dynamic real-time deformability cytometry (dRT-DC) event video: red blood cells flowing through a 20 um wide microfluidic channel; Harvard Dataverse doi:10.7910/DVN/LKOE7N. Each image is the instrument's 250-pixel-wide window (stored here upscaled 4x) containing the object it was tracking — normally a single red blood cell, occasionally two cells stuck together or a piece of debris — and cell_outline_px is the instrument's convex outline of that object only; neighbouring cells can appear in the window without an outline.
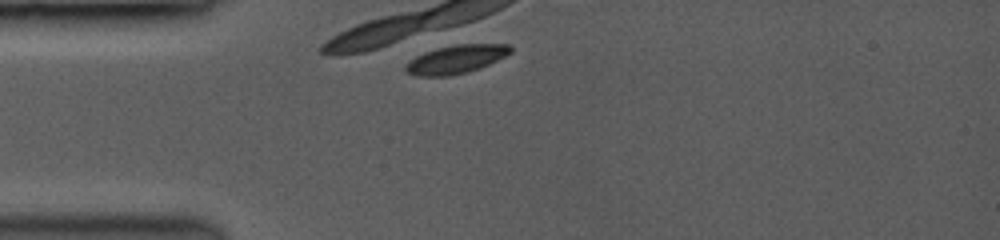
{"species": "common noctule bat (a hibernating species)", "species_latin": "Nyctalus noctula", "temperature_condition": "room temperature", "stored_images_in_passage": 2, "camera_frame_rate_fps": 3500, "um_per_image_px": 0.085, "animal": {"sex": "female", "body_mass_g": 19.0, "forearm_length_mm": 53.3}, "frame": {"image": 1, "passage_image": 1, "time_ms": 0.0, "image_size_px": [1000, 240], "cell_outline_px": [[512, 52], [488, 64], [464, 72], [444, 76], [420, 76], [408, 72], [404, 68], [416, 56], [424, 52], [444, 44], [508, 44], [512, 48]], "centroid_in_image_um": [38.76, 5.0], "position_along_channel_um": 46.2, "area_um2": 17.05}}